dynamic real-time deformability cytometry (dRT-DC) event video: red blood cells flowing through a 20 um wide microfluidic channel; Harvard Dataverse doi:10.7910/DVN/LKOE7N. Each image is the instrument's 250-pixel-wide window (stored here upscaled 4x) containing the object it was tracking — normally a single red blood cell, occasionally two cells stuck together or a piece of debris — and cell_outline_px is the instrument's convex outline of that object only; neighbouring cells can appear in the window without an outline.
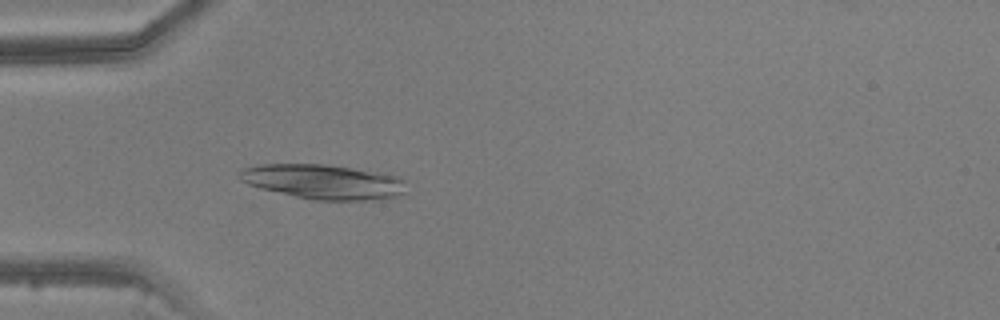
{"species": "common noctule bat (a hibernating species)", "species_latin": "Nyctalus noctula", "temperature_condition": "warm", "stored_images_in_passage": 4, "camera_frame_rate_fps": 3000, "um_per_image_px": 0.085, "animal": {"sex": "male", "body_mass_g": 20.5, "forearm_length_mm": 52.5}, "frame": {"image": 1, "passage_image": 4, "time_ms": 3.667, "image_size_px": [1000, 320], "cell_outline_px": [[408, 180], [404, 192], [396, 196], [380, 200], [316, 200], [296, 196], [260, 188], [248, 184], [240, 180], [236, 172], [244, 168], [260, 164], [328, 164], [384, 172], [400, 176]], "centroid_in_image_um": [27.56, 15.43], "position_along_channel_um": 57.4, "area_um2": 34.28}}